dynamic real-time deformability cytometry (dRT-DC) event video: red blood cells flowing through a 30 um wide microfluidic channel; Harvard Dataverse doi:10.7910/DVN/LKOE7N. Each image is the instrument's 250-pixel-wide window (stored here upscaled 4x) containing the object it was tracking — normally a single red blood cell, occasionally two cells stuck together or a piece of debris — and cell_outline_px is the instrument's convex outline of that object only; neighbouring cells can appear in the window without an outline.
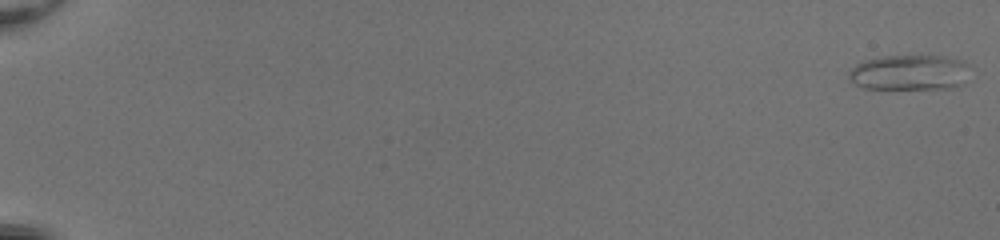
{"species": "common noctule bat (a hibernating species)", "species_latin": "Nyctalus noctula", "temperature_condition": "room temperature", "stored_images_in_passage": 53, "camera_frame_rate_fps": 3000, "um_per_image_px": 0.085, "animal": {"sex": "female", "body_mass_g": 20.0, "forearm_length_mm": 54.0}, "frame": {"image": 1, "passage_image": 1, "time_ms": 0.0, "image_size_px": [1000, 240], "cell_outline_px": [[968, 64], [964, 84], [952, 88], [864, 88], [856, 84], [848, 76], [848, 72], [856, 64], [864, 60], [884, 56], [944, 56], [964, 60]], "centroid_in_image_um": [77.32, 6.15], "position_along_channel_um": 7.7, "area_um2": 24.8}}
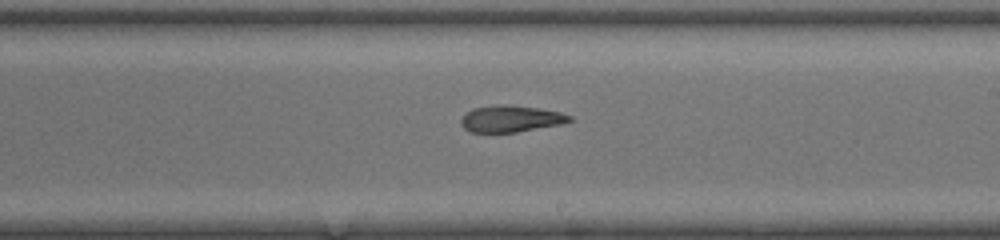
{"frame": {"image": 2, "passage_image": 34, "time_ms": 11.0, "image_size_px": [1000, 240], "cell_outline_px": [[572, 120], [560, 124], [516, 132], [472, 132], [464, 128], [460, 124], [460, 120], [472, 108], [496, 104], [508, 104], [540, 108], [560, 112], [572, 116]], "centroid_in_image_um": [43.41, 10.08], "position_along_channel_um": 245.6, "area_um2": 16.82}}
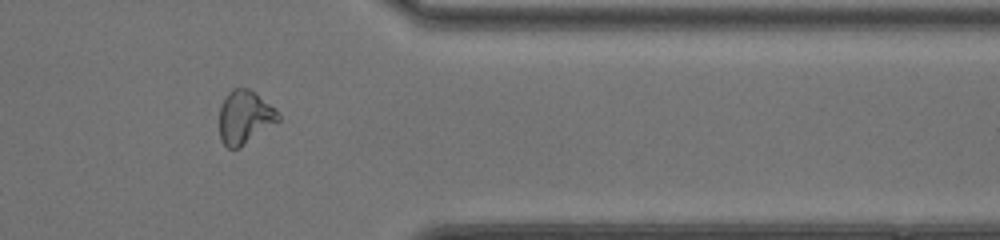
{"frame": {"image": 3, "passage_image": 45, "time_ms": 14.667, "image_size_px": [1000, 240], "cell_outline_px": [[280, 120], [240, 148], [228, 148], [220, 140], [220, 108], [228, 92], [232, 88], [248, 88], [256, 92], [276, 108], [280, 116]], "centroid_in_image_um": [20.82, 9.95], "position_along_channel_um": 390.6, "area_um2": 18.44}, "authors_computed_cell_mechanics": {"area_um2": 19.4786, "velocity_mm_per_s": 4.1576, "shape_relaxation_time_tau1_ms": null, "shape_relaxation_time_tau2_ms": 7.1363, "deformation_change_tau1": null, "deformation_change_tau2": 0.1445}}